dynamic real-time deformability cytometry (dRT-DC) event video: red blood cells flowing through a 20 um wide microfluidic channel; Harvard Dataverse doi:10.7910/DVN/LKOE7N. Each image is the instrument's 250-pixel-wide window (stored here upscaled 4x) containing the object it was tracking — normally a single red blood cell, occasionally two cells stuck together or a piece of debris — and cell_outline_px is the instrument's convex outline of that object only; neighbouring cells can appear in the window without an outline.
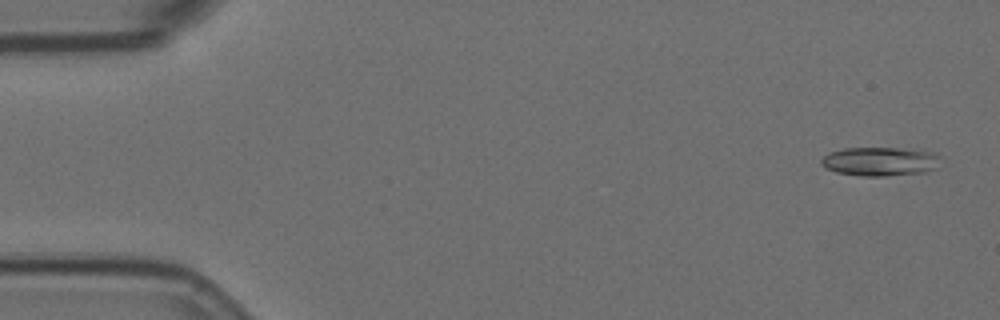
{"species": "Egyptian fruit bat (a non-hibernating species)", "species_latin": "Rousettus aegyptiacus", "temperature_condition": "room temperature", "stored_images_in_passage": 56, "camera_frame_rate_fps": 3000, "um_per_image_px": 0.085, "animal": {"sex": "female"}, "frame": {"image": 1, "passage_image": 2, "time_ms": 0.333, "image_size_px": [1000, 320], "cell_outline_px": [[940, 156], [936, 168], [924, 172], [880, 176], [860, 176], [836, 172], [824, 168], [820, 164], [820, 160], [824, 156], [832, 152], [844, 148], [900, 148], [936, 152]], "centroid_in_image_um": [74.79, 13.72], "position_along_channel_um": 10.2, "area_um2": 20.06}}
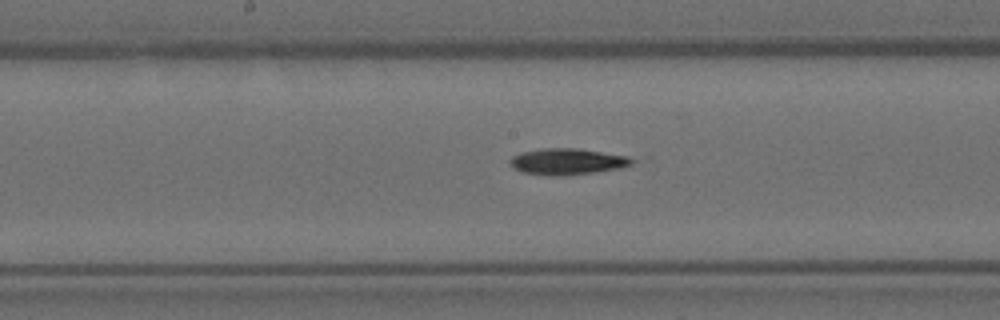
{"frame": {"image": 2, "passage_image": 28, "time_ms": 9.0, "image_size_px": [1000, 320], "cell_outline_px": [[636, 160], [632, 164], [620, 168], [596, 172], [564, 176], [548, 176], [524, 172], [512, 168], [508, 164], [508, 160], [512, 156], [520, 152], [544, 148], [576, 148], [628, 156]], "centroid_in_image_um": [48.18, 13.74], "position_along_channel_um": 200.0, "area_um2": 18.9}}
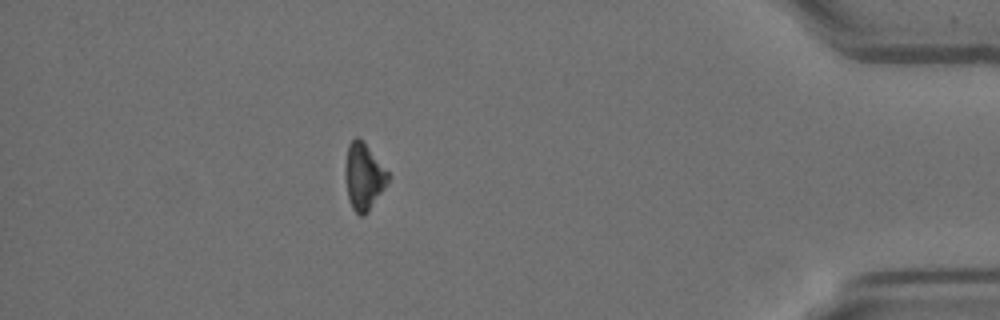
{"frame": {"image": 3, "passage_image": 49, "time_ms": 16.0, "image_size_px": [1000, 320], "cell_outline_px": [[388, 180], [384, 188], [368, 212], [364, 216], [360, 216], [352, 208], [348, 196], [344, 176], [344, 168], [348, 144], [356, 136], [368, 148], [388, 172]], "centroid_in_image_um": [30.87, 15.03], "position_along_channel_um": 404.3, "area_um2": 16.3}, "authors_computed_cell_mechanics": {"area_um2": 17.8024, "velocity_mm_per_s": 3.6092, "shape_relaxation_time_tau1_ms": 7.4392, "shape_relaxation_time_tau2_ms": null, "deformation_change_tau1": 0.196, "deformation_change_tau2": null}}